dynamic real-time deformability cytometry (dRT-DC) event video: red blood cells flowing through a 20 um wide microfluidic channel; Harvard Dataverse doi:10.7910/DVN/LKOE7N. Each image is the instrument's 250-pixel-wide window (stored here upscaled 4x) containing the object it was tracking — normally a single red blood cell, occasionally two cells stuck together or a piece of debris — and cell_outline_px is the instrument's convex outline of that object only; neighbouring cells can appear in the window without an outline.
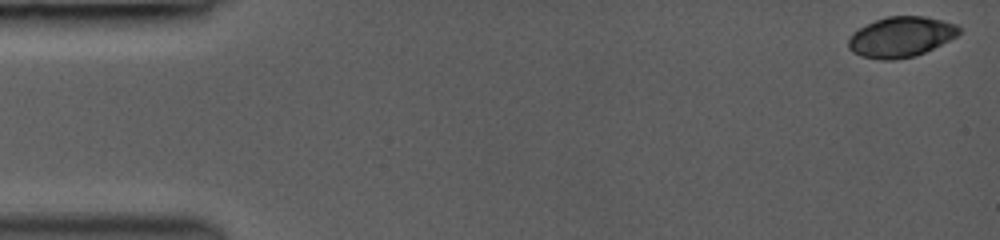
{"species": "common noctule bat (a hibernating species)", "species_latin": "Nyctalus noctula", "temperature_condition": "room temperature", "stored_images_in_passage": 37, "camera_frame_rate_fps": 3000, "um_per_image_px": 0.085, "animal": {"sex": "female", "body_mass_g": 19.0, "forearm_length_mm": 53.3}, "frame": {"image": 1, "passage_image": 1, "time_ms": 0.0, "image_size_px": [1000, 240], "cell_outline_px": [[960, 32], [956, 36], [916, 56], [892, 60], [880, 60], [860, 56], [852, 52], [848, 48], [848, 40], [852, 32], [876, 20], [888, 16], [924, 16], [944, 20], [956, 24], [960, 28]], "centroid_in_image_um": [76.55, 3.14], "position_along_channel_um": 8.4, "area_um2": 25.95}}
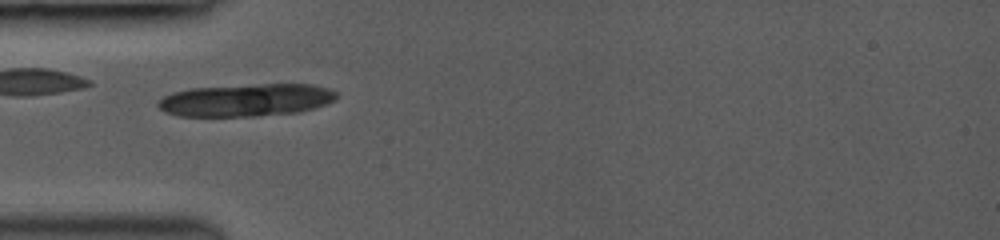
{"frame": {"image": 2, "passage_image": 14, "time_ms": 4.667, "image_size_px": [1000, 240], "cell_outline_px": [[336, 100], [300, 112], [256, 116], [180, 116], [164, 112], [156, 104], [164, 96], [172, 92], [192, 88], [264, 84], [312, 84], [328, 88], [336, 92]], "centroid_in_image_um": [20.91, 8.51], "position_along_channel_um": 64.1, "area_um2": 33.7}}